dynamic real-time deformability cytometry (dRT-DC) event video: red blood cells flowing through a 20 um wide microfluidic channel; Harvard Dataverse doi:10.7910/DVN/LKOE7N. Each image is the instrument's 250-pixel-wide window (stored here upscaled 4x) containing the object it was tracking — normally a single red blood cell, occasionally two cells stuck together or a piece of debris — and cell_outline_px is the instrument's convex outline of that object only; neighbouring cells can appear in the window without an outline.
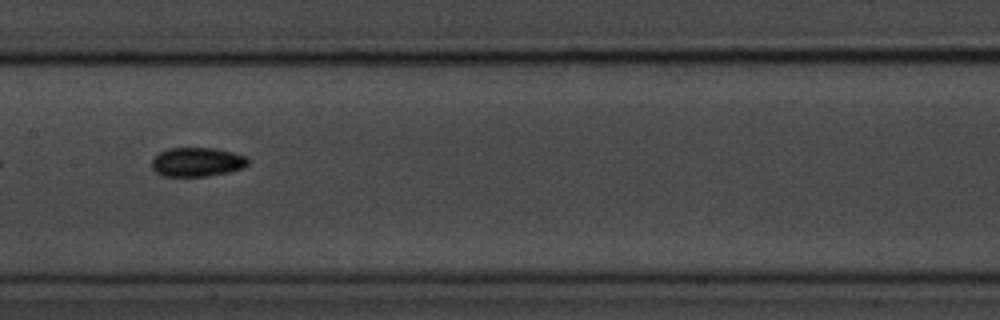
{"species": "common noctule bat (a hibernating species)", "species_latin": "Nyctalus noctula", "temperature_condition": "room temperature", "stored_images_in_passage": 14, "camera_frame_rate_fps": 3000, "um_per_image_px": 0.085, "animal": {"sex": "male", "body_mass_g": 20.1, "forearm_length_mm": 53.5}, "frame": {"image": 1, "passage_image": 7, "time_ms": 7.667, "image_size_px": [1000, 320], "cell_outline_px": [[248, 164], [244, 168], [228, 172], [208, 176], [160, 176], [152, 168], [152, 160], [160, 152], [168, 148], [216, 148], [232, 152], [244, 156], [248, 160]], "centroid_in_image_um": [16.74, 13.77], "position_along_channel_um": 190.7, "area_um2": 16.3}}
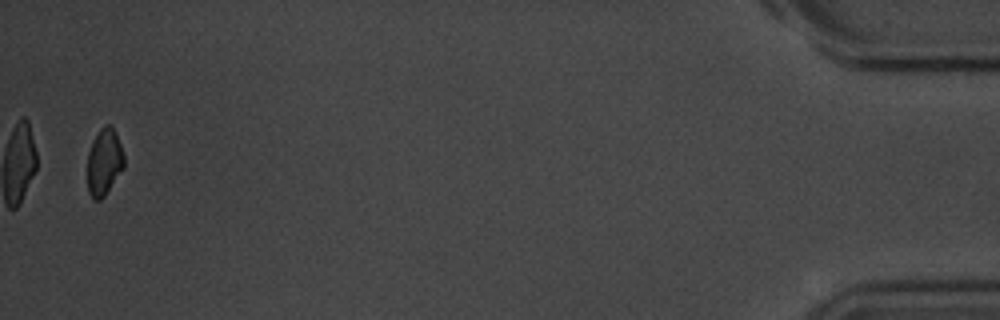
{"frame": {"image": 2, "passage_image": 14, "time_ms": 16.667, "image_size_px": [1000, 320], "cell_outline_px": [[124, 168], [104, 196], [100, 200], [96, 200], [88, 192], [88, 152], [92, 140], [100, 128], [104, 124], [108, 124], [116, 132], [124, 156]], "centroid_in_image_um": [8.86, 13.75], "position_along_channel_um": 426.3, "area_um2": 14.22}, "authors_computed_cell_mechanics": {"area_um2": 15.2303, "velocity_mm_per_s": 3.6142, "shape_relaxation_time_tau1_ms": 1.949, "shape_relaxation_time_tau2_ms": null, "deformation_change_tau1": 0.0691, "deformation_change_tau2": null}}